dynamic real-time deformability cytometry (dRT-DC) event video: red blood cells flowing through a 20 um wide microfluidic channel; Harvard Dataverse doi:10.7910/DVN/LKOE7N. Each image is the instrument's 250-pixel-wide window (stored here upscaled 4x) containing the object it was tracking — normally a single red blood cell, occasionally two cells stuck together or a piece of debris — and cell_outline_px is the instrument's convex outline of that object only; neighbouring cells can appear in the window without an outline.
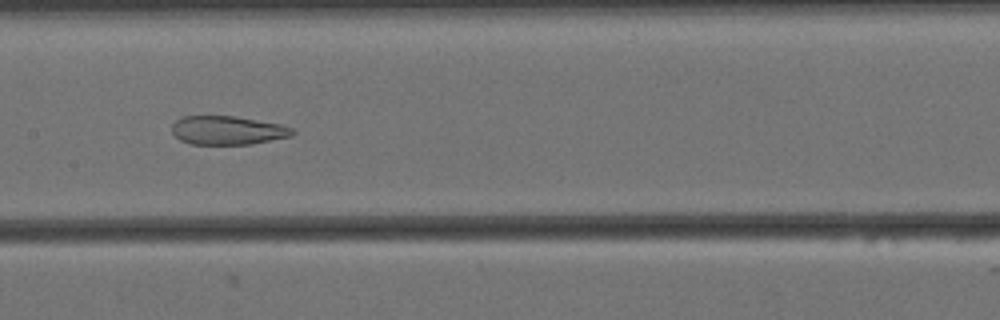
{"species": "Egyptian fruit bat (a non-hibernating species)", "species_latin": "Rousettus aegyptiacus", "temperature_condition": "cold", "stored_images_in_passage": 57, "camera_frame_rate_fps": 3000, "um_per_image_px": 0.085, "animal": {"sex": "female"}, "frame": {"image": 1, "passage_image": 27, "time_ms": 8.667, "image_size_px": [1000, 320], "cell_outline_px": [[296, 132], [292, 136], [252, 144], [192, 144], [180, 140], [172, 132], [172, 124], [176, 120], [184, 116], [232, 116], [280, 124], [292, 128]], "centroid_in_image_um": [19.35, 11.08], "position_along_channel_um": 188.1, "area_um2": 20.06}}
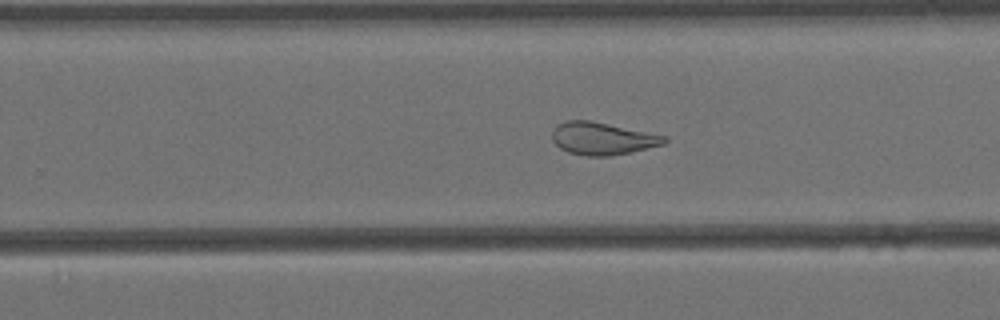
{"frame": {"image": 2, "passage_image": 35, "time_ms": 11.333, "image_size_px": [1000, 320], "cell_outline_px": [[668, 140], [664, 144], [632, 152], [608, 156], [588, 156], [568, 152], [560, 148], [552, 140], [552, 132], [556, 124], [568, 120], [588, 120], [668, 136]], "centroid_in_image_um": [51.2, 11.77], "position_along_channel_um": 278.6, "area_um2": 21.21}}
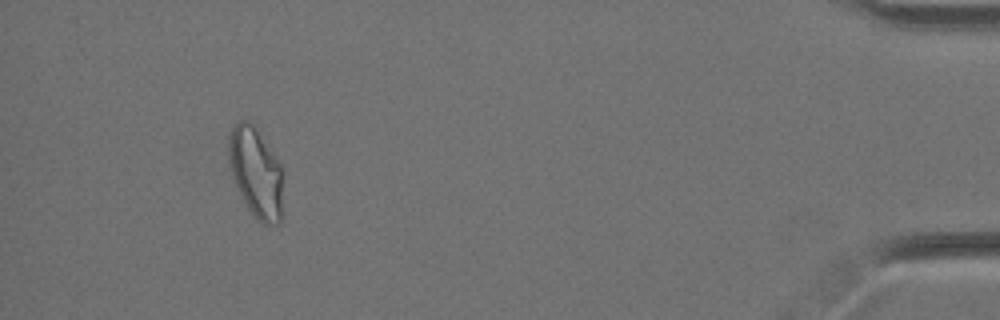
{"frame": {"image": 3, "passage_image": 53, "time_ms": 17.333, "image_size_px": [1000, 320], "cell_outline_px": [[280, 224], [264, 224], [256, 220], [240, 196], [232, 176], [228, 160], [228, 136], [236, 120], [248, 120], [252, 124], [280, 164]], "centroid_in_image_um": [21.67, 14.65], "position_along_channel_um": 413.5, "area_um2": 27.92}, "authors_computed_cell_mechanics": {"area_um2": 26.8192, "velocity_mm_per_s": 3.4232, "shape_relaxation_time_tau1_ms": null, "shape_relaxation_time_tau2_ms": 2.3874, "deformation_change_tau1": null, "deformation_change_tau2": 0.1001}}